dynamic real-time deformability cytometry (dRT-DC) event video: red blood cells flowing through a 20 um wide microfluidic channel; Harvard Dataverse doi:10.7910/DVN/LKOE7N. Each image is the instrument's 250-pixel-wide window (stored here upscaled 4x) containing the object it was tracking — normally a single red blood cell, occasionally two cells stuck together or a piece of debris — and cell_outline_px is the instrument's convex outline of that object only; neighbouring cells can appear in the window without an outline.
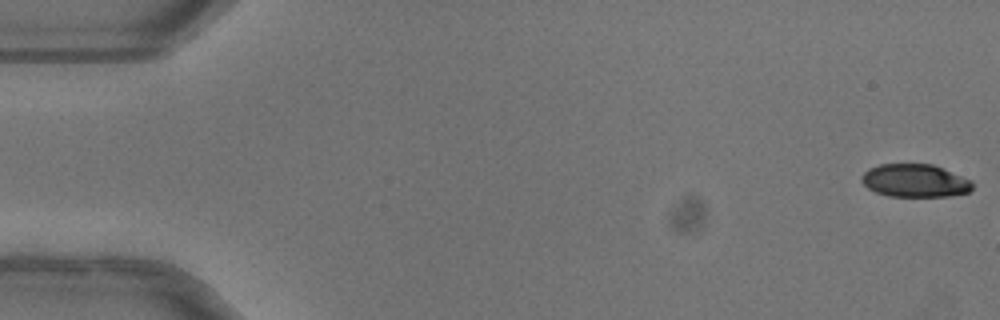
{"species": "common noctule bat (a hibernating species)", "species_latin": "Nyctalus noctula", "temperature_condition": "warm", "stored_images_in_passage": 7, "camera_frame_rate_fps": 3000, "um_per_image_px": 0.085, "animal": {"sex": "female"}, "frame": {"image": 1, "passage_image": 1, "time_ms": 0.0, "image_size_px": [1000, 320], "cell_outline_px": [[972, 188], [968, 192], [948, 196], [888, 196], [876, 192], [868, 188], [860, 180], [860, 176], [868, 168], [880, 164], [932, 164], [944, 168], [972, 180]], "centroid_in_image_um": [77.75, 15.34], "position_along_channel_um": 7.2, "area_um2": 21.39}}